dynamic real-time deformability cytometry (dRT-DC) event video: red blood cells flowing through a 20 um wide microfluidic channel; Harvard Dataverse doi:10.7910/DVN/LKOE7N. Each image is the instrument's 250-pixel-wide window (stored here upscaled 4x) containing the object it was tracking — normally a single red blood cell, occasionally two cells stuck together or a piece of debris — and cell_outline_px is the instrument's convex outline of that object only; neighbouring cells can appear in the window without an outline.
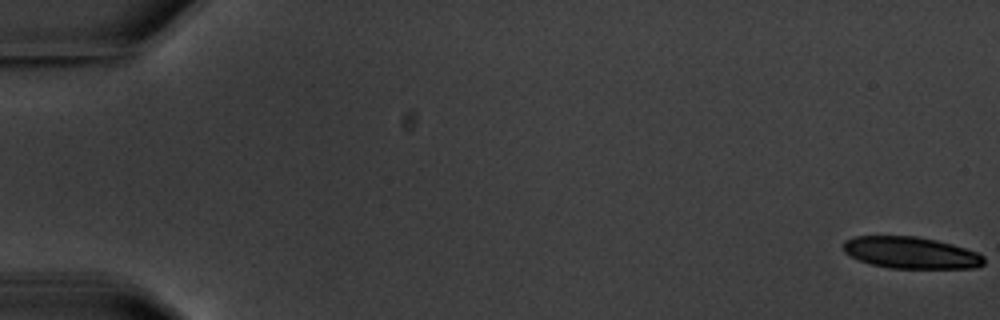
{"species": "common noctule bat (a hibernating species)", "species_latin": "Nyctalus noctula", "temperature_condition": "warm", "stored_images_in_passage": 10, "camera_frame_rate_fps": 3000, "um_per_image_px": 0.085, "animal": {"sex": "male", "body_mass_g": 20.1, "forearm_length_mm": 53.5}, "frame": {"image": 1, "passage_image": 1, "time_ms": 0.0, "image_size_px": [1000, 320], "cell_outline_px": [[984, 264], [976, 268], [888, 268], [872, 264], [860, 260], [844, 252], [844, 240], [852, 236], [916, 236], [936, 240], [952, 244], [976, 252], [984, 256]], "centroid_in_image_um": [77.43, 21.48], "position_along_channel_um": 7.6, "area_um2": 25.89}}
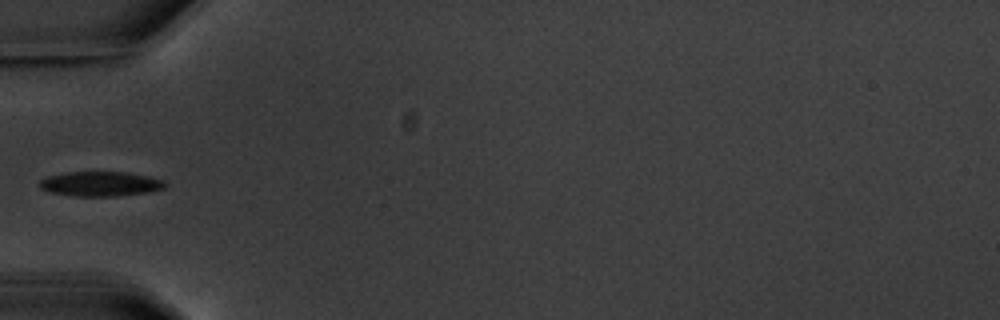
{"frame": {"image": 2, "passage_image": 6, "time_ms": 7.0, "image_size_px": [1000, 320], "cell_outline_px": [[168, 184], [164, 188], [148, 192], [116, 196], [72, 196], [52, 192], [40, 188], [40, 180], [48, 176], [64, 172], [128, 172], [148, 176], [164, 180]], "centroid_in_image_um": [8.56, 15.62], "position_along_channel_um": 76.4, "area_um2": 18.09}}